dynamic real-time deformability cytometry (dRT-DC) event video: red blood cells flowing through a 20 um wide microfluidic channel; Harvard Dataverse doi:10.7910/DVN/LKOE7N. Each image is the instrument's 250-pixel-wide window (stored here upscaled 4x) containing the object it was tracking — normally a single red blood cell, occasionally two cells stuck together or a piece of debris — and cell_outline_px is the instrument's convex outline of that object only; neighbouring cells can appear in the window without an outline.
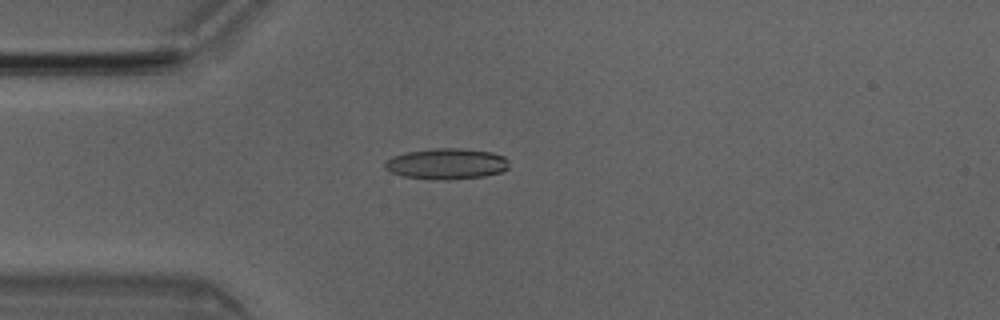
{"species": "Egyptian fruit bat (a non-hibernating species)", "species_latin": "Rousettus aegyptiacus", "temperature_condition": "room temperature", "stored_images_in_passage": 50, "camera_frame_rate_fps": 3000, "um_per_image_px": 0.085, "animal": {"sex": "male"}, "frame": {"image": 1, "passage_image": 13, "time_ms": 4.0, "image_size_px": [1000, 320], "cell_outline_px": [[508, 168], [500, 172], [484, 176], [444, 180], [432, 180], [404, 176], [392, 172], [384, 168], [384, 164], [392, 156], [408, 152], [436, 148], [460, 148], [492, 152], [504, 156], [508, 160]], "centroid_in_image_um": [37.97, 13.92], "position_along_channel_um": 47.0, "area_um2": 22.25}}
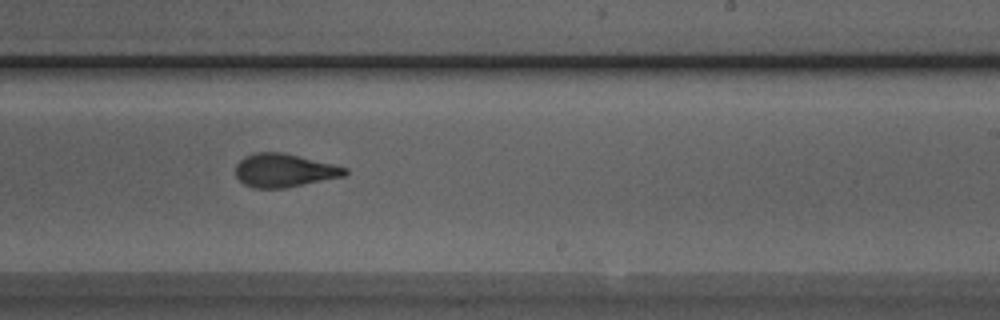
{"frame": {"image": 2, "passage_image": 30, "time_ms": 9.667, "image_size_px": [1000, 320], "cell_outline_px": [[348, 172], [344, 176], [284, 188], [252, 188], [244, 184], [236, 176], [236, 164], [244, 156], [252, 152], [284, 152], [348, 168]], "centroid_in_image_um": [24.12, 14.47], "position_along_channel_um": 264.9, "area_um2": 21.27}}
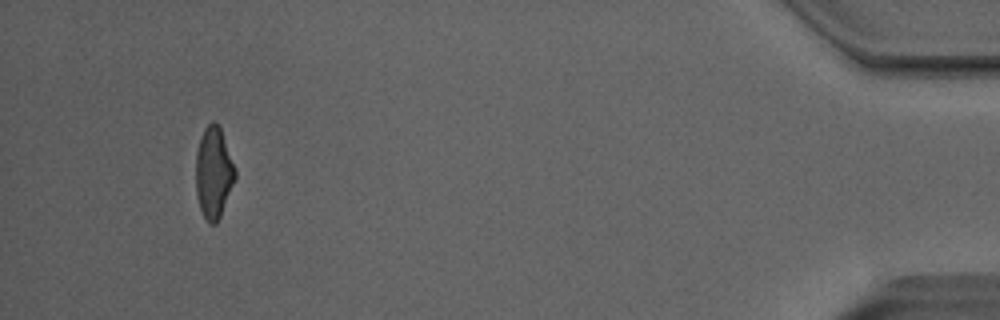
{"frame": {"image": 3, "passage_image": 47, "time_ms": 15.333, "image_size_px": [1000, 320], "cell_outline_px": [[236, 176], [220, 216], [216, 224], [208, 224], [200, 208], [196, 192], [196, 152], [200, 136], [204, 128], [212, 120], [216, 120], [220, 128], [236, 168]], "centroid_in_image_um": [18.15, 14.64], "position_along_channel_um": 417.1, "area_um2": 20.92}, "authors_computed_cell_mechanics": {"area_um2": 21.5594, "velocity_mm_per_s": 4.07, "shape_relaxation_time_tau1_ms": 5.243, "shape_relaxation_time_tau2_ms": 1.2686, "deformation_change_tau1": 0.1846, "deformation_change_tau2": 0.0733}}